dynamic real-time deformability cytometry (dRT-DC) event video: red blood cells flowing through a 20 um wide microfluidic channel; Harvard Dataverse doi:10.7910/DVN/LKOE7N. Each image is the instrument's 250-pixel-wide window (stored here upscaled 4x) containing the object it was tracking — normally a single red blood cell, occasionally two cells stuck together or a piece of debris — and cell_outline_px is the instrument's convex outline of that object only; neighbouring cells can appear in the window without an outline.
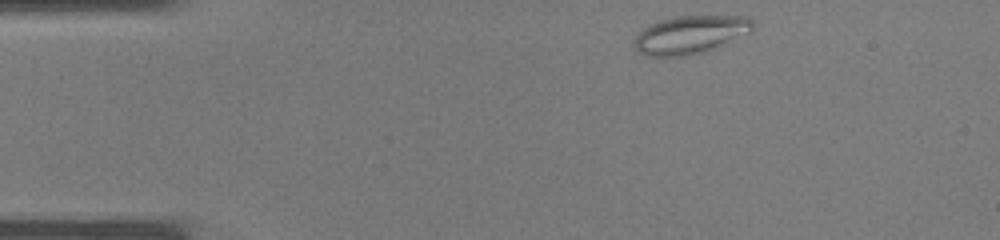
{"species": "common noctule bat (a hibernating species)", "species_latin": "Nyctalus noctula", "temperature_condition": "warm", "stored_images_in_passage": 32, "camera_frame_rate_fps": 3000, "um_per_image_px": 0.085, "animal": {"sex": "male", "body_mass_g": 19.0, "forearm_length_mm": 50.8}, "frame": {"image": 1, "passage_image": 1, "time_ms": 0.0, "image_size_px": [1000, 240], "cell_outline_px": [[752, 32], [716, 48], [704, 52], [688, 56], [644, 56], [636, 52], [636, 36], [644, 28], [660, 20], [676, 16], [748, 16], [752, 20]], "centroid_in_image_um": [58.7, 2.96], "position_along_channel_um": 26.3, "area_um2": 26.36}}
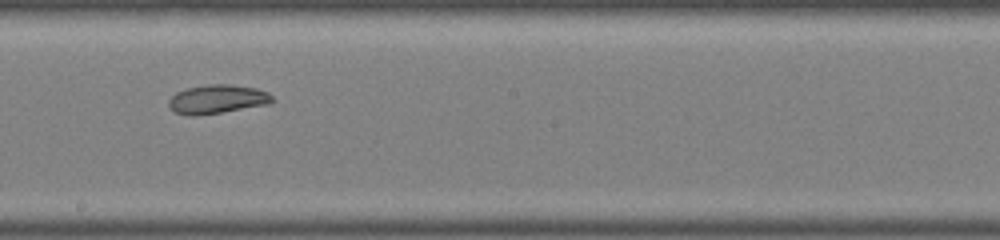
{"frame": {"image": 2, "passage_image": 16, "time_ms": 5.0, "image_size_px": [1000, 240], "cell_outline_px": [[276, 100], [272, 104], [196, 116], [188, 116], [176, 112], [168, 104], [168, 100], [176, 92], [188, 88], [208, 84], [232, 84], [256, 88], [268, 92]], "centroid_in_image_um": [18.52, 8.43], "position_along_channel_um": 229.7, "area_um2": 17.57}}
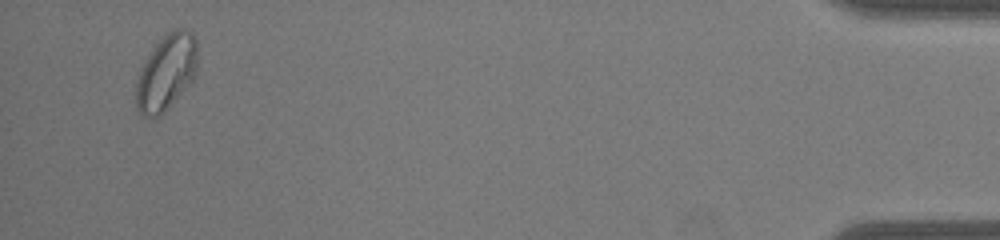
{"frame": {"image": 3, "passage_image": 31, "time_ms": 10.0, "image_size_px": [1000, 240], "cell_outline_px": [[196, 72], [192, 80], [168, 108], [160, 116], [144, 116], [136, 108], [136, 80], [140, 64], [152, 48], [168, 32], [176, 28], [184, 28], [192, 32], [196, 40]], "centroid_in_image_um": [14.1, 6.13], "position_along_channel_um": 421.1, "area_um2": 27.17}}